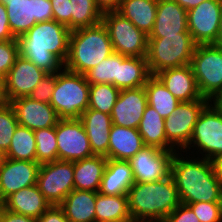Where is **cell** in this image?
Returning <instances> with one entry per match:
<instances>
[{
  "label": "cell",
  "instance_id": "cell-1",
  "mask_svg": "<svg viewBox=\"0 0 222 222\" xmlns=\"http://www.w3.org/2000/svg\"><path fill=\"white\" fill-rule=\"evenodd\" d=\"M170 175L182 204L222 202V184L213 161L176 151Z\"/></svg>",
  "mask_w": 222,
  "mask_h": 222
},
{
  "label": "cell",
  "instance_id": "cell-2",
  "mask_svg": "<svg viewBox=\"0 0 222 222\" xmlns=\"http://www.w3.org/2000/svg\"><path fill=\"white\" fill-rule=\"evenodd\" d=\"M71 30L55 20L37 22L17 38L19 52L47 73H57L68 56Z\"/></svg>",
  "mask_w": 222,
  "mask_h": 222
},
{
  "label": "cell",
  "instance_id": "cell-3",
  "mask_svg": "<svg viewBox=\"0 0 222 222\" xmlns=\"http://www.w3.org/2000/svg\"><path fill=\"white\" fill-rule=\"evenodd\" d=\"M127 196L134 219H165L181 203L171 175L160 181L135 182Z\"/></svg>",
  "mask_w": 222,
  "mask_h": 222
},
{
  "label": "cell",
  "instance_id": "cell-4",
  "mask_svg": "<svg viewBox=\"0 0 222 222\" xmlns=\"http://www.w3.org/2000/svg\"><path fill=\"white\" fill-rule=\"evenodd\" d=\"M106 26L101 21L90 27L71 31L64 68L85 74L113 53Z\"/></svg>",
  "mask_w": 222,
  "mask_h": 222
},
{
  "label": "cell",
  "instance_id": "cell-5",
  "mask_svg": "<svg viewBox=\"0 0 222 222\" xmlns=\"http://www.w3.org/2000/svg\"><path fill=\"white\" fill-rule=\"evenodd\" d=\"M90 84L85 75L62 68L56 73V84L50 105L59 119H80L88 108Z\"/></svg>",
  "mask_w": 222,
  "mask_h": 222
},
{
  "label": "cell",
  "instance_id": "cell-6",
  "mask_svg": "<svg viewBox=\"0 0 222 222\" xmlns=\"http://www.w3.org/2000/svg\"><path fill=\"white\" fill-rule=\"evenodd\" d=\"M197 44L190 33L148 38L146 60L151 75L189 65Z\"/></svg>",
  "mask_w": 222,
  "mask_h": 222
},
{
  "label": "cell",
  "instance_id": "cell-7",
  "mask_svg": "<svg viewBox=\"0 0 222 222\" xmlns=\"http://www.w3.org/2000/svg\"><path fill=\"white\" fill-rule=\"evenodd\" d=\"M182 152L210 161L222 156V109L212 101L202 110L191 140Z\"/></svg>",
  "mask_w": 222,
  "mask_h": 222
},
{
  "label": "cell",
  "instance_id": "cell-8",
  "mask_svg": "<svg viewBox=\"0 0 222 222\" xmlns=\"http://www.w3.org/2000/svg\"><path fill=\"white\" fill-rule=\"evenodd\" d=\"M190 66L202 97L213 101L222 91V48L197 45Z\"/></svg>",
  "mask_w": 222,
  "mask_h": 222
},
{
  "label": "cell",
  "instance_id": "cell-9",
  "mask_svg": "<svg viewBox=\"0 0 222 222\" xmlns=\"http://www.w3.org/2000/svg\"><path fill=\"white\" fill-rule=\"evenodd\" d=\"M102 22L106 26L113 51L128 57H146L148 35L117 11L104 12Z\"/></svg>",
  "mask_w": 222,
  "mask_h": 222
},
{
  "label": "cell",
  "instance_id": "cell-10",
  "mask_svg": "<svg viewBox=\"0 0 222 222\" xmlns=\"http://www.w3.org/2000/svg\"><path fill=\"white\" fill-rule=\"evenodd\" d=\"M210 102L206 98L180 102L172 114L165 119L167 142L176 151H182L189 144L196 121Z\"/></svg>",
  "mask_w": 222,
  "mask_h": 222
},
{
  "label": "cell",
  "instance_id": "cell-11",
  "mask_svg": "<svg viewBox=\"0 0 222 222\" xmlns=\"http://www.w3.org/2000/svg\"><path fill=\"white\" fill-rule=\"evenodd\" d=\"M37 185L51 205H59L74 190L73 162L56 160L41 164Z\"/></svg>",
  "mask_w": 222,
  "mask_h": 222
},
{
  "label": "cell",
  "instance_id": "cell-12",
  "mask_svg": "<svg viewBox=\"0 0 222 222\" xmlns=\"http://www.w3.org/2000/svg\"><path fill=\"white\" fill-rule=\"evenodd\" d=\"M6 6L9 27L15 38L25 34L37 22L52 21L50 0H0Z\"/></svg>",
  "mask_w": 222,
  "mask_h": 222
},
{
  "label": "cell",
  "instance_id": "cell-13",
  "mask_svg": "<svg viewBox=\"0 0 222 222\" xmlns=\"http://www.w3.org/2000/svg\"><path fill=\"white\" fill-rule=\"evenodd\" d=\"M55 133L58 160L76 162L94 156L80 119H59Z\"/></svg>",
  "mask_w": 222,
  "mask_h": 222
},
{
  "label": "cell",
  "instance_id": "cell-14",
  "mask_svg": "<svg viewBox=\"0 0 222 222\" xmlns=\"http://www.w3.org/2000/svg\"><path fill=\"white\" fill-rule=\"evenodd\" d=\"M222 0H205L187 11V27L197 45L215 44L220 27Z\"/></svg>",
  "mask_w": 222,
  "mask_h": 222
},
{
  "label": "cell",
  "instance_id": "cell-15",
  "mask_svg": "<svg viewBox=\"0 0 222 222\" xmlns=\"http://www.w3.org/2000/svg\"><path fill=\"white\" fill-rule=\"evenodd\" d=\"M175 152L145 146L128 161L135 182L160 181L170 175V164Z\"/></svg>",
  "mask_w": 222,
  "mask_h": 222
},
{
  "label": "cell",
  "instance_id": "cell-16",
  "mask_svg": "<svg viewBox=\"0 0 222 222\" xmlns=\"http://www.w3.org/2000/svg\"><path fill=\"white\" fill-rule=\"evenodd\" d=\"M39 169L37 162L4 158L0 162L1 201L25 187L36 185Z\"/></svg>",
  "mask_w": 222,
  "mask_h": 222
},
{
  "label": "cell",
  "instance_id": "cell-17",
  "mask_svg": "<svg viewBox=\"0 0 222 222\" xmlns=\"http://www.w3.org/2000/svg\"><path fill=\"white\" fill-rule=\"evenodd\" d=\"M48 73L19 55L4 79L6 96L10 101L28 96Z\"/></svg>",
  "mask_w": 222,
  "mask_h": 222
},
{
  "label": "cell",
  "instance_id": "cell-18",
  "mask_svg": "<svg viewBox=\"0 0 222 222\" xmlns=\"http://www.w3.org/2000/svg\"><path fill=\"white\" fill-rule=\"evenodd\" d=\"M147 105L144 86L120 90L110 114L112 123L117 126L138 129Z\"/></svg>",
  "mask_w": 222,
  "mask_h": 222
},
{
  "label": "cell",
  "instance_id": "cell-19",
  "mask_svg": "<svg viewBox=\"0 0 222 222\" xmlns=\"http://www.w3.org/2000/svg\"><path fill=\"white\" fill-rule=\"evenodd\" d=\"M19 125L33 131L56 126L59 118L50 103L39 102L28 96L10 101Z\"/></svg>",
  "mask_w": 222,
  "mask_h": 222
},
{
  "label": "cell",
  "instance_id": "cell-20",
  "mask_svg": "<svg viewBox=\"0 0 222 222\" xmlns=\"http://www.w3.org/2000/svg\"><path fill=\"white\" fill-rule=\"evenodd\" d=\"M177 33H189L187 10L175 0H158L154 27L148 38H162Z\"/></svg>",
  "mask_w": 222,
  "mask_h": 222
},
{
  "label": "cell",
  "instance_id": "cell-21",
  "mask_svg": "<svg viewBox=\"0 0 222 222\" xmlns=\"http://www.w3.org/2000/svg\"><path fill=\"white\" fill-rule=\"evenodd\" d=\"M156 76L180 102L204 98L198 89L190 64L162 70Z\"/></svg>",
  "mask_w": 222,
  "mask_h": 222
},
{
  "label": "cell",
  "instance_id": "cell-22",
  "mask_svg": "<svg viewBox=\"0 0 222 222\" xmlns=\"http://www.w3.org/2000/svg\"><path fill=\"white\" fill-rule=\"evenodd\" d=\"M89 138L94 155H102L108 159L110 130L113 125L111 115L95 109L87 108L80 116Z\"/></svg>",
  "mask_w": 222,
  "mask_h": 222
},
{
  "label": "cell",
  "instance_id": "cell-23",
  "mask_svg": "<svg viewBox=\"0 0 222 222\" xmlns=\"http://www.w3.org/2000/svg\"><path fill=\"white\" fill-rule=\"evenodd\" d=\"M134 183L128 160L108 159L98 192L102 195H127Z\"/></svg>",
  "mask_w": 222,
  "mask_h": 222
},
{
  "label": "cell",
  "instance_id": "cell-24",
  "mask_svg": "<svg viewBox=\"0 0 222 222\" xmlns=\"http://www.w3.org/2000/svg\"><path fill=\"white\" fill-rule=\"evenodd\" d=\"M5 209L10 212L38 219L51 204L40 192L38 185L25 187L13 193L5 201Z\"/></svg>",
  "mask_w": 222,
  "mask_h": 222
},
{
  "label": "cell",
  "instance_id": "cell-25",
  "mask_svg": "<svg viewBox=\"0 0 222 222\" xmlns=\"http://www.w3.org/2000/svg\"><path fill=\"white\" fill-rule=\"evenodd\" d=\"M108 159L129 160L145 147L138 129L112 125Z\"/></svg>",
  "mask_w": 222,
  "mask_h": 222
},
{
  "label": "cell",
  "instance_id": "cell-26",
  "mask_svg": "<svg viewBox=\"0 0 222 222\" xmlns=\"http://www.w3.org/2000/svg\"><path fill=\"white\" fill-rule=\"evenodd\" d=\"M108 159L102 155L73 162L74 190L98 192Z\"/></svg>",
  "mask_w": 222,
  "mask_h": 222
},
{
  "label": "cell",
  "instance_id": "cell-27",
  "mask_svg": "<svg viewBox=\"0 0 222 222\" xmlns=\"http://www.w3.org/2000/svg\"><path fill=\"white\" fill-rule=\"evenodd\" d=\"M145 146L155 147L164 151L176 152L167 142L165 119L150 105H147L138 126Z\"/></svg>",
  "mask_w": 222,
  "mask_h": 222
},
{
  "label": "cell",
  "instance_id": "cell-28",
  "mask_svg": "<svg viewBox=\"0 0 222 222\" xmlns=\"http://www.w3.org/2000/svg\"><path fill=\"white\" fill-rule=\"evenodd\" d=\"M97 192L72 190L59 204L71 222H95Z\"/></svg>",
  "mask_w": 222,
  "mask_h": 222
},
{
  "label": "cell",
  "instance_id": "cell-29",
  "mask_svg": "<svg viewBox=\"0 0 222 222\" xmlns=\"http://www.w3.org/2000/svg\"><path fill=\"white\" fill-rule=\"evenodd\" d=\"M158 0H122L117 10L146 35L152 32Z\"/></svg>",
  "mask_w": 222,
  "mask_h": 222
},
{
  "label": "cell",
  "instance_id": "cell-30",
  "mask_svg": "<svg viewBox=\"0 0 222 222\" xmlns=\"http://www.w3.org/2000/svg\"><path fill=\"white\" fill-rule=\"evenodd\" d=\"M151 73L146 57H128L119 54V89L142 87Z\"/></svg>",
  "mask_w": 222,
  "mask_h": 222
},
{
  "label": "cell",
  "instance_id": "cell-31",
  "mask_svg": "<svg viewBox=\"0 0 222 222\" xmlns=\"http://www.w3.org/2000/svg\"><path fill=\"white\" fill-rule=\"evenodd\" d=\"M130 221L127 195H102L97 192L95 203V222Z\"/></svg>",
  "mask_w": 222,
  "mask_h": 222
},
{
  "label": "cell",
  "instance_id": "cell-32",
  "mask_svg": "<svg viewBox=\"0 0 222 222\" xmlns=\"http://www.w3.org/2000/svg\"><path fill=\"white\" fill-rule=\"evenodd\" d=\"M148 105L153 107L161 117H169L180 101L165 87L156 75H151L144 85Z\"/></svg>",
  "mask_w": 222,
  "mask_h": 222
},
{
  "label": "cell",
  "instance_id": "cell-33",
  "mask_svg": "<svg viewBox=\"0 0 222 222\" xmlns=\"http://www.w3.org/2000/svg\"><path fill=\"white\" fill-rule=\"evenodd\" d=\"M5 158L36 162V140L34 131L19 125L14 131Z\"/></svg>",
  "mask_w": 222,
  "mask_h": 222
},
{
  "label": "cell",
  "instance_id": "cell-34",
  "mask_svg": "<svg viewBox=\"0 0 222 222\" xmlns=\"http://www.w3.org/2000/svg\"><path fill=\"white\" fill-rule=\"evenodd\" d=\"M70 13L71 31L99 24L103 16L95 0H70Z\"/></svg>",
  "mask_w": 222,
  "mask_h": 222
},
{
  "label": "cell",
  "instance_id": "cell-35",
  "mask_svg": "<svg viewBox=\"0 0 222 222\" xmlns=\"http://www.w3.org/2000/svg\"><path fill=\"white\" fill-rule=\"evenodd\" d=\"M84 75L89 84H113L119 89V54L113 52Z\"/></svg>",
  "mask_w": 222,
  "mask_h": 222
},
{
  "label": "cell",
  "instance_id": "cell-36",
  "mask_svg": "<svg viewBox=\"0 0 222 222\" xmlns=\"http://www.w3.org/2000/svg\"><path fill=\"white\" fill-rule=\"evenodd\" d=\"M36 140V162L41 165L58 160L55 126L34 131Z\"/></svg>",
  "mask_w": 222,
  "mask_h": 222
},
{
  "label": "cell",
  "instance_id": "cell-37",
  "mask_svg": "<svg viewBox=\"0 0 222 222\" xmlns=\"http://www.w3.org/2000/svg\"><path fill=\"white\" fill-rule=\"evenodd\" d=\"M119 93L113 84H90L88 108L111 114Z\"/></svg>",
  "mask_w": 222,
  "mask_h": 222
},
{
  "label": "cell",
  "instance_id": "cell-38",
  "mask_svg": "<svg viewBox=\"0 0 222 222\" xmlns=\"http://www.w3.org/2000/svg\"><path fill=\"white\" fill-rule=\"evenodd\" d=\"M18 124L15 111L10 103L0 108V140L4 152L10 147L14 131Z\"/></svg>",
  "mask_w": 222,
  "mask_h": 222
},
{
  "label": "cell",
  "instance_id": "cell-39",
  "mask_svg": "<svg viewBox=\"0 0 222 222\" xmlns=\"http://www.w3.org/2000/svg\"><path fill=\"white\" fill-rule=\"evenodd\" d=\"M19 55L17 39L0 41V79L6 78Z\"/></svg>",
  "mask_w": 222,
  "mask_h": 222
},
{
  "label": "cell",
  "instance_id": "cell-40",
  "mask_svg": "<svg viewBox=\"0 0 222 222\" xmlns=\"http://www.w3.org/2000/svg\"><path fill=\"white\" fill-rule=\"evenodd\" d=\"M188 205L200 222H222V202H196Z\"/></svg>",
  "mask_w": 222,
  "mask_h": 222
},
{
  "label": "cell",
  "instance_id": "cell-41",
  "mask_svg": "<svg viewBox=\"0 0 222 222\" xmlns=\"http://www.w3.org/2000/svg\"><path fill=\"white\" fill-rule=\"evenodd\" d=\"M55 84L56 73H48L39 81L28 97L39 102L50 103Z\"/></svg>",
  "mask_w": 222,
  "mask_h": 222
},
{
  "label": "cell",
  "instance_id": "cell-42",
  "mask_svg": "<svg viewBox=\"0 0 222 222\" xmlns=\"http://www.w3.org/2000/svg\"><path fill=\"white\" fill-rule=\"evenodd\" d=\"M53 20L67 26L71 30L70 0H50Z\"/></svg>",
  "mask_w": 222,
  "mask_h": 222
},
{
  "label": "cell",
  "instance_id": "cell-43",
  "mask_svg": "<svg viewBox=\"0 0 222 222\" xmlns=\"http://www.w3.org/2000/svg\"><path fill=\"white\" fill-rule=\"evenodd\" d=\"M167 222H200L193 210L180 203L166 218Z\"/></svg>",
  "mask_w": 222,
  "mask_h": 222
},
{
  "label": "cell",
  "instance_id": "cell-44",
  "mask_svg": "<svg viewBox=\"0 0 222 222\" xmlns=\"http://www.w3.org/2000/svg\"><path fill=\"white\" fill-rule=\"evenodd\" d=\"M37 222H71L59 205H51L38 219Z\"/></svg>",
  "mask_w": 222,
  "mask_h": 222
},
{
  "label": "cell",
  "instance_id": "cell-45",
  "mask_svg": "<svg viewBox=\"0 0 222 222\" xmlns=\"http://www.w3.org/2000/svg\"><path fill=\"white\" fill-rule=\"evenodd\" d=\"M17 39L11 33L6 6L0 2V41Z\"/></svg>",
  "mask_w": 222,
  "mask_h": 222
},
{
  "label": "cell",
  "instance_id": "cell-46",
  "mask_svg": "<svg viewBox=\"0 0 222 222\" xmlns=\"http://www.w3.org/2000/svg\"><path fill=\"white\" fill-rule=\"evenodd\" d=\"M1 222H37V219L21 214H16L8 211L7 209H4Z\"/></svg>",
  "mask_w": 222,
  "mask_h": 222
},
{
  "label": "cell",
  "instance_id": "cell-47",
  "mask_svg": "<svg viewBox=\"0 0 222 222\" xmlns=\"http://www.w3.org/2000/svg\"><path fill=\"white\" fill-rule=\"evenodd\" d=\"M122 0H95L96 6L102 13L108 11H117Z\"/></svg>",
  "mask_w": 222,
  "mask_h": 222
},
{
  "label": "cell",
  "instance_id": "cell-48",
  "mask_svg": "<svg viewBox=\"0 0 222 222\" xmlns=\"http://www.w3.org/2000/svg\"><path fill=\"white\" fill-rule=\"evenodd\" d=\"M181 7L186 9L187 11L195 8L198 6L201 2H204L205 0H175Z\"/></svg>",
  "mask_w": 222,
  "mask_h": 222
},
{
  "label": "cell",
  "instance_id": "cell-49",
  "mask_svg": "<svg viewBox=\"0 0 222 222\" xmlns=\"http://www.w3.org/2000/svg\"><path fill=\"white\" fill-rule=\"evenodd\" d=\"M9 103L10 102L6 96L4 80L0 79V108L4 107L5 105Z\"/></svg>",
  "mask_w": 222,
  "mask_h": 222
},
{
  "label": "cell",
  "instance_id": "cell-50",
  "mask_svg": "<svg viewBox=\"0 0 222 222\" xmlns=\"http://www.w3.org/2000/svg\"><path fill=\"white\" fill-rule=\"evenodd\" d=\"M214 162L216 172L222 184V156L218 157Z\"/></svg>",
  "mask_w": 222,
  "mask_h": 222
},
{
  "label": "cell",
  "instance_id": "cell-51",
  "mask_svg": "<svg viewBox=\"0 0 222 222\" xmlns=\"http://www.w3.org/2000/svg\"><path fill=\"white\" fill-rule=\"evenodd\" d=\"M129 222H167L166 219H134L131 218Z\"/></svg>",
  "mask_w": 222,
  "mask_h": 222
},
{
  "label": "cell",
  "instance_id": "cell-52",
  "mask_svg": "<svg viewBox=\"0 0 222 222\" xmlns=\"http://www.w3.org/2000/svg\"><path fill=\"white\" fill-rule=\"evenodd\" d=\"M214 45H217L222 48V14L220 19L219 35Z\"/></svg>",
  "mask_w": 222,
  "mask_h": 222
},
{
  "label": "cell",
  "instance_id": "cell-53",
  "mask_svg": "<svg viewBox=\"0 0 222 222\" xmlns=\"http://www.w3.org/2000/svg\"><path fill=\"white\" fill-rule=\"evenodd\" d=\"M217 107L222 109V91L218 94V96L212 101Z\"/></svg>",
  "mask_w": 222,
  "mask_h": 222
},
{
  "label": "cell",
  "instance_id": "cell-54",
  "mask_svg": "<svg viewBox=\"0 0 222 222\" xmlns=\"http://www.w3.org/2000/svg\"><path fill=\"white\" fill-rule=\"evenodd\" d=\"M5 158V152L2 150V142L0 140V162Z\"/></svg>",
  "mask_w": 222,
  "mask_h": 222
},
{
  "label": "cell",
  "instance_id": "cell-55",
  "mask_svg": "<svg viewBox=\"0 0 222 222\" xmlns=\"http://www.w3.org/2000/svg\"><path fill=\"white\" fill-rule=\"evenodd\" d=\"M4 209H5L4 202H0V222H1V218H2V214L4 212Z\"/></svg>",
  "mask_w": 222,
  "mask_h": 222
},
{
  "label": "cell",
  "instance_id": "cell-56",
  "mask_svg": "<svg viewBox=\"0 0 222 222\" xmlns=\"http://www.w3.org/2000/svg\"><path fill=\"white\" fill-rule=\"evenodd\" d=\"M101 222H129V221H101Z\"/></svg>",
  "mask_w": 222,
  "mask_h": 222
}]
</instances>
